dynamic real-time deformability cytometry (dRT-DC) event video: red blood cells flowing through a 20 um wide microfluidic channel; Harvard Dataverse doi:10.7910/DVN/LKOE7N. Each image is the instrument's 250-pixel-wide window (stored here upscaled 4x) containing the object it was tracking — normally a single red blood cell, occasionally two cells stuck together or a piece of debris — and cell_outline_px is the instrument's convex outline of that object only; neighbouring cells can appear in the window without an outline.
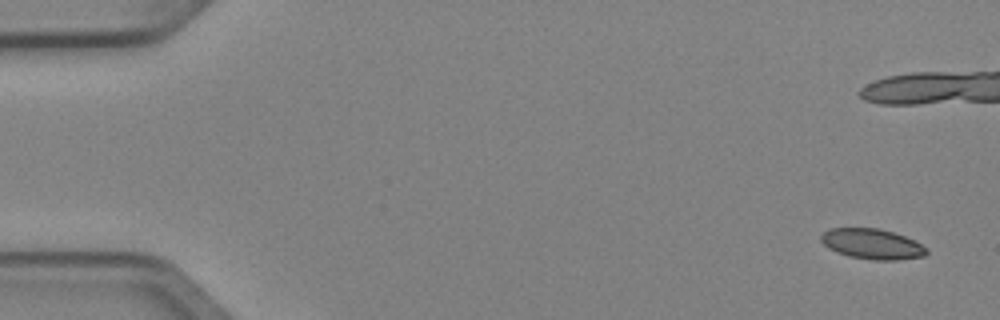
{"species": "Egyptian fruit bat (a non-hibernating species)", "species_latin": "Rousettus aegyptiacus", "temperature_condition": "cold", "stored_images_in_passage": 5, "camera_frame_rate_fps": 3000, "um_per_image_px": 0.085, "animal": {"sex": "female"}, "frame": {"image": 1, "passage_image": 1, "time_ms": 0.0, "image_size_px": [1000, 320], "cell_outline_px": [[928, 252], [924, 256], [896, 260], [872, 260], [848, 256], [836, 252], [828, 248], [820, 240], [820, 236], [828, 228], [880, 228], [904, 236], [928, 248]], "centroid_in_image_um": [74.1, 20.74], "position_along_channel_um": 10.9, "area_um2": 18.67}}